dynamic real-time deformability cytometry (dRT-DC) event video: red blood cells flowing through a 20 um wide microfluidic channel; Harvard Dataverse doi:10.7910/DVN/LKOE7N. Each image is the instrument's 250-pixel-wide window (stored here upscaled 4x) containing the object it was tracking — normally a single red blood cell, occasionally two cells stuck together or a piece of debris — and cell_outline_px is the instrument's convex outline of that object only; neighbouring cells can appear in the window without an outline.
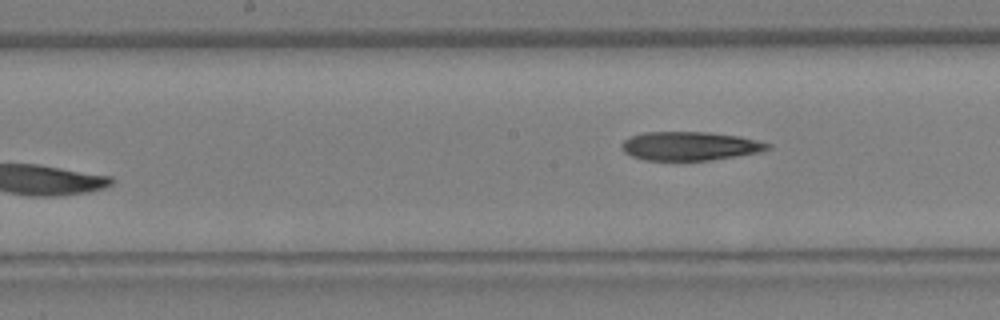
{"species": "Egyptian fruit bat (a non-hibernating species)", "species_latin": "Rousettus aegyptiacus", "temperature_condition": "warm", "stored_images_in_passage": 10, "camera_frame_rate_fps": 3000, "um_per_image_px": 0.085, "animal": {"sex": "female"}, "frame": {"image": 1, "passage_image": 10, "time_ms": 3.0, "image_size_px": [1000, 320], "cell_outline_px": [[772, 148], [760, 152], [712, 160], [644, 160], [632, 156], [624, 152], [620, 148], [620, 144], [624, 140], [632, 136], [644, 132], [708, 132], [740, 136], [772, 144]], "centroid_in_image_um": [58.65, 12.41], "position_along_channel_um": 189.6, "area_um2": 24.57}}